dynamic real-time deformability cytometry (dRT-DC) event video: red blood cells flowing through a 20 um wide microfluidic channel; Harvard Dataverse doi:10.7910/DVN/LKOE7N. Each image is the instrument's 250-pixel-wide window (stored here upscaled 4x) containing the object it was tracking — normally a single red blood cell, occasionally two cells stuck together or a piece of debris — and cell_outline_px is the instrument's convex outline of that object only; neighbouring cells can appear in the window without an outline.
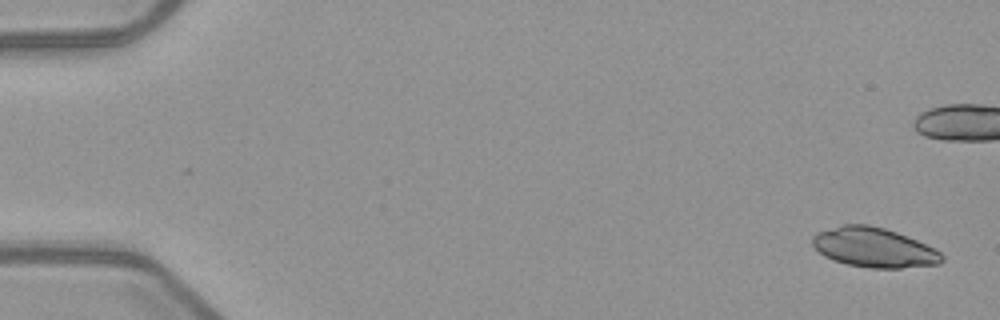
{"species": "common noctule bat (a hibernating species)", "species_latin": "Nyctalus noctula", "temperature_condition": "warm", "stored_images_in_passage": 52, "camera_frame_rate_fps": 3000, "um_per_image_px": 0.085, "animal": {"sex": "female", "body_mass_g": 21.9}, "frame": {"image": 1, "passage_image": 1, "time_ms": 0.0, "image_size_px": [1000, 320], "cell_outline_px": [[944, 260], [940, 264], [900, 268], [868, 268], [848, 264], [824, 256], [812, 244], [812, 236], [816, 232], [844, 224], [868, 224], [884, 228], [896, 232], [916, 240], [940, 252], [944, 256]], "centroid_in_image_um": [74.28, 21.04], "position_along_channel_um": 10.7, "area_um2": 29.71}}
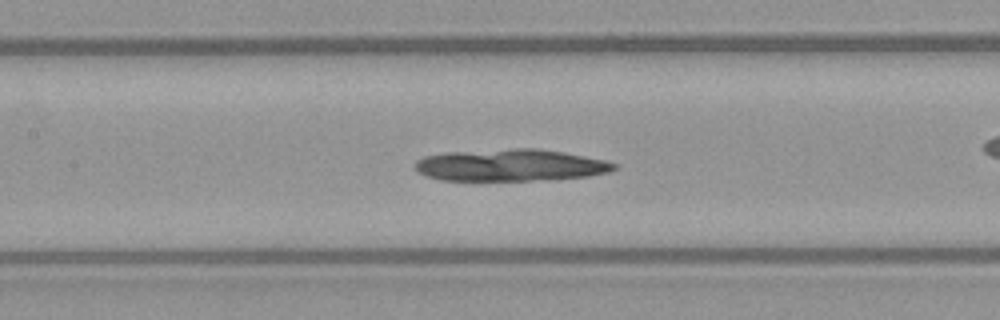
{"frame": {"image": 2, "passage_image": 24, "time_ms": 7.667, "image_size_px": [1000, 320], "cell_outline_px": [[616, 168], [608, 172], [588, 176], [552, 180], [440, 180], [424, 176], [416, 172], [416, 160], [424, 156], [448, 152], [516, 148], [536, 148], [564, 152], [604, 160], [616, 164]], "centroid_in_image_um": [43.37, 14.04], "position_along_channel_um": 164.0, "area_um2": 37.17}}
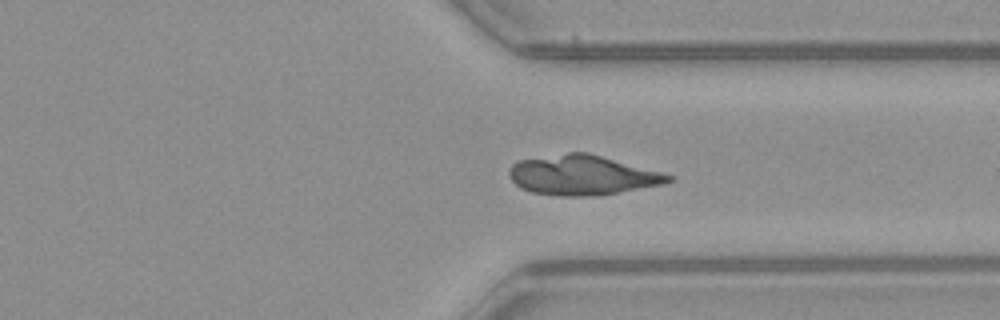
{"frame": {"image": 3, "passage_image": 39, "time_ms": 12.667, "image_size_px": [1000, 320], "cell_outline_px": [[672, 180], [660, 184], [616, 192], [588, 196], [560, 196], [532, 192], [520, 188], [512, 180], [508, 172], [508, 168], [516, 160], [568, 152], [588, 152], [660, 172], [672, 176]], "centroid_in_image_um": [49.39, 14.87], "position_along_channel_um": 362.0, "area_um2": 36.47}}